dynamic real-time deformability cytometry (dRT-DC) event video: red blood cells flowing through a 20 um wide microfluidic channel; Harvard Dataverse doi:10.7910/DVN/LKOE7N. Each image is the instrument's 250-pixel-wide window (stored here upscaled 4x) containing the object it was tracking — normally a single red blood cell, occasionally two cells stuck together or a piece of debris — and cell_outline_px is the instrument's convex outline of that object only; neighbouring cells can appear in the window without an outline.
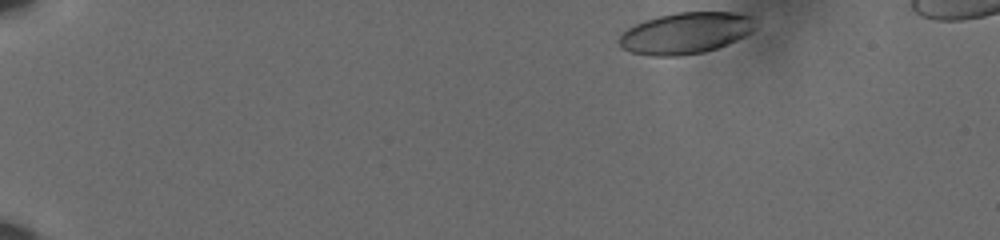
{"species": "human", "species_latin": "Homo sapiens", "temperature_condition": "cold", "stored_images_in_passage": 48, "camera_frame_rate_fps": 3000, "um_per_image_px": 0.085, "donor": {"sex": "male"}, "frame": {"image": 1, "passage_image": 1, "time_ms": 0.0, "image_size_px": [1000, 240], "cell_outline_px": [[752, 16], [748, 32], [744, 36], [728, 44], [704, 52], [676, 56], [652, 56], [632, 52], [624, 48], [620, 44], [620, 36], [628, 28], [644, 20], [676, 12], [736, 12]], "centroid_in_image_um": [58.23, 2.81], "position_along_channel_um": 26.8, "area_um2": 32.14}}
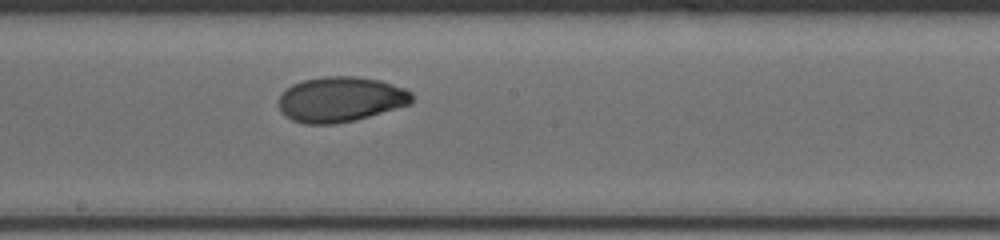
{"frame": {"image": 2, "passage_image": 27, "time_ms": 8.667, "image_size_px": [1000, 240], "cell_outline_px": [[412, 104], [356, 120], [336, 124], [304, 124], [292, 120], [284, 116], [280, 112], [280, 92], [292, 84], [304, 80], [324, 76], [356, 76], [380, 80], [404, 88], [412, 92]], "centroid_in_image_um": [28.94, 8.45], "position_along_channel_um": 219.3, "area_um2": 35.43}}
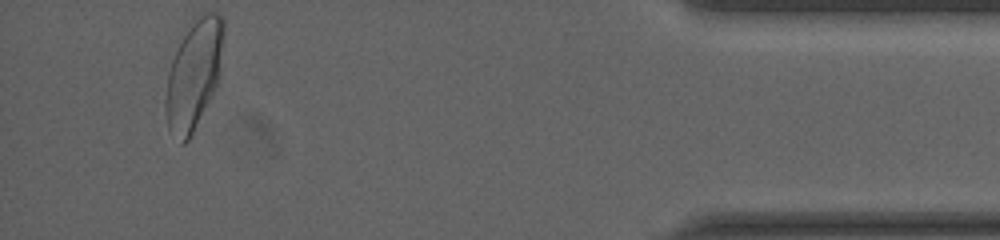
{"frame": {"image": 3, "passage_image": 48, "time_ms": 15.667, "image_size_px": [1000, 240], "cell_outline_px": [[224, 32], [220, 76], [216, 88], [188, 140], [184, 144], [180, 144], [168, 128], [164, 112], [164, 100], [168, 72], [172, 60], [188, 20], [192, 16], [200, 12], [216, 12], [224, 16]], "centroid_in_image_um": [16.47, 6.24], "position_along_channel_um": 418.7, "area_um2": 37.97}, "authors_computed_cell_mechanics": {"area_um2": 34.6222, "velocity_mm_per_s": 3.5952, "shape_relaxation_time_tau1_ms": 6.2704, "shape_relaxation_time_tau2_ms": 1.6191, "deformation_change_tau1": 0.1681, "deformation_change_tau2": 0.0367}}